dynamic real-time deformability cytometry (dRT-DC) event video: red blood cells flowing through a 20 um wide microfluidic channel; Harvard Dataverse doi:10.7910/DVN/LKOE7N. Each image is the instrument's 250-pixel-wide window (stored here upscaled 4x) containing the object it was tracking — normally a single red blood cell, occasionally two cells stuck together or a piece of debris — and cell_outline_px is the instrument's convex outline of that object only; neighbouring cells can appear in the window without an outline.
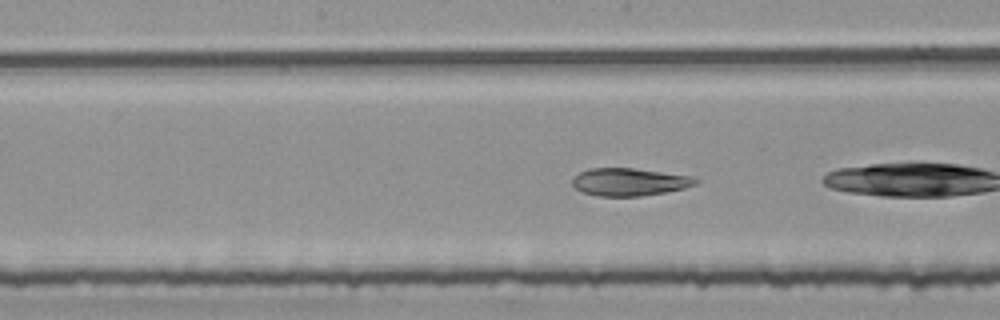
{"species": "common noctule bat (a hibernating species)", "species_latin": "Nyctalus noctula", "temperature_condition": "room temperature", "stored_images_in_passage": 28, "camera_frame_rate_fps": 3000, "um_per_image_px": 0.085, "animal": {"sex": "female", "body_mass_g": 25.1}, "frame": {"image": 1, "passage_image": 9, "time_ms": 2.667, "image_size_px": [1000, 320], "cell_outline_px": [[700, 180], [696, 184], [684, 188], [664, 192], [640, 196], [600, 196], [584, 192], [576, 188], [572, 184], [572, 180], [580, 172], [588, 168], [632, 168], [692, 176]], "centroid_in_image_um": [53.51, 15.46], "position_along_channel_um": 194.7, "area_um2": 19.65}, "authors_computed_cell_mechanics": {"area_um2": 20.2878, "velocity_mm_per_s": 3.7736, "shape_relaxation_time_tau1_ms": 4.5192, "shape_relaxation_time_tau2_ms": 2.244, "deformation_change_tau1": 0.1472, "deformation_change_tau2": 0.0867}}